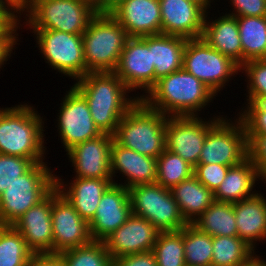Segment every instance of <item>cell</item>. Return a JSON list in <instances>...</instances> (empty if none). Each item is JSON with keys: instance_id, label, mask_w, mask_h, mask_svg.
<instances>
[{"instance_id": "cell-1", "label": "cell", "mask_w": 266, "mask_h": 266, "mask_svg": "<svg viewBox=\"0 0 266 266\" xmlns=\"http://www.w3.org/2000/svg\"><path fill=\"white\" fill-rule=\"evenodd\" d=\"M73 84L102 133L113 135L123 116L139 101V94L129 96L131 91L114 72H88Z\"/></svg>"}, {"instance_id": "cell-2", "label": "cell", "mask_w": 266, "mask_h": 266, "mask_svg": "<svg viewBox=\"0 0 266 266\" xmlns=\"http://www.w3.org/2000/svg\"><path fill=\"white\" fill-rule=\"evenodd\" d=\"M215 97L208 86L182 68L160 78L139 100L166 116H199Z\"/></svg>"}, {"instance_id": "cell-3", "label": "cell", "mask_w": 266, "mask_h": 266, "mask_svg": "<svg viewBox=\"0 0 266 266\" xmlns=\"http://www.w3.org/2000/svg\"><path fill=\"white\" fill-rule=\"evenodd\" d=\"M43 119L27 103L0 108V154L27 158L34 164L44 162L47 143Z\"/></svg>"}, {"instance_id": "cell-4", "label": "cell", "mask_w": 266, "mask_h": 266, "mask_svg": "<svg viewBox=\"0 0 266 266\" xmlns=\"http://www.w3.org/2000/svg\"><path fill=\"white\" fill-rule=\"evenodd\" d=\"M18 12L20 21L27 13L23 24L29 29L83 34L99 10L87 0H19Z\"/></svg>"}, {"instance_id": "cell-5", "label": "cell", "mask_w": 266, "mask_h": 266, "mask_svg": "<svg viewBox=\"0 0 266 266\" xmlns=\"http://www.w3.org/2000/svg\"><path fill=\"white\" fill-rule=\"evenodd\" d=\"M167 117L139 100L120 120L114 141L139 154L158 158L166 149Z\"/></svg>"}, {"instance_id": "cell-6", "label": "cell", "mask_w": 266, "mask_h": 266, "mask_svg": "<svg viewBox=\"0 0 266 266\" xmlns=\"http://www.w3.org/2000/svg\"><path fill=\"white\" fill-rule=\"evenodd\" d=\"M82 38L87 74L113 72L130 37L109 12H98Z\"/></svg>"}, {"instance_id": "cell-7", "label": "cell", "mask_w": 266, "mask_h": 266, "mask_svg": "<svg viewBox=\"0 0 266 266\" xmlns=\"http://www.w3.org/2000/svg\"><path fill=\"white\" fill-rule=\"evenodd\" d=\"M46 163H35L0 195V225H12L56 187V175Z\"/></svg>"}, {"instance_id": "cell-8", "label": "cell", "mask_w": 266, "mask_h": 266, "mask_svg": "<svg viewBox=\"0 0 266 266\" xmlns=\"http://www.w3.org/2000/svg\"><path fill=\"white\" fill-rule=\"evenodd\" d=\"M128 190L132 214L145 218L160 232L179 231L188 224L170 189L153 183Z\"/></svg>"}, {"instance_id": "cell-9", "label": "cell", "mask_w": 266, "mask_h": 266, "mask_svg": "<svg viewBox=\"0 0 266 266\" xmlns=\"http://www.w3.org/2000/svg\"><path fill=\"white\" fill-rule=\"evenodd\" d=\"M183 68L195 76L215 95L241 72V67L229 57L212 48L203 38L187 39L183 53Z\"/></svg>"}, {"instance_id": "cell-10", "label": "cell", "mask_w": 266, "mask_h": 266, "mask_svg": "<svg viewBox=\"0 0 266 266\" xmlns=\"http://www.w3.org/2000/svg\"><path fill=\"white\" fill-rule=\"evenodd\" d=\"M39 52L52 69L75 81L86 75L82 34L32 29ZM44 55V56H43Z\"/></svg>"}, {"instance_id": "cell-11", "label": "cell", "mask_w": 266, "mask_h": 266, "mask_svg": "<svg viewBox=\"0 0 266 266\" xmlns=\"http://www.w3.org/2000/svg\"><path fill=\"white\" fill-rule=\"evenodd\" d=\"M236 118L232 121L221 115L208 129L198 164H221L232 167L247 158L245 127L239 117Z\"/></svg>"}, {"instance_id": "cell-12", "label": "cell", "mask_w": 266, "mask_h": 266, "mask_svg": "<svg viewBox=\"0 0 266 266\" xmlns=\"http://www.w3.org/2000/svg\"><path fill=\"white\" fill-rule=\"evenodd\" d=\"M58 110L57 130L65 151L103 134L92 119L87 101L71 86Z\"/></svg>"}, {"instance_id": "cell-13", "label": "cell", "mask_w": 266, "mask_h": 266, "mask_svg": "<svg viewBox=\"0 0 266 266\" xmlns=\"http://www.w3.org/2000/svg\"><path fill=\"white\" fill-rule=\"evenodd\" d=\"M221 117L208 121L199 116H168L166 121V149L179 155L195 167L204 146L208 129Z\"/></svg>"}, {"instance_id": "cell-14", "label": "cell", "mask_w": 266, "mask_h": 266, "mask_svg": "<svg viewBox=\"0 0 266 266\" xmlns=\"http://www.w3.org/2000/svg\"><path fill=\"white\" fill-rule=\"evenodd\" d=\"M53 254L86 245L92 241L89 223L55 187L52 190Z\"/></svg>"}, {"instance_id": "cell-15", "label": "cell", "mask_w": 266, "mask_h": 266, "mask_svg": "<svg viewBox=\"0 0 266 266\" xmlns=\"http://www.w3.org/2000/svg\"><path fill=\"white\" fill-rule=\"evenodd\" d=\"M113 72L130 91L141 89L147 95L155 86V67L148 48V36L127 40Z\"/></svg>"}, {"instance_id": "cell-16", "label": "cell", "mask_w": 266, "mask_h": 266, "mask_svg": "<svg viewBox=\"0 0 266 266\" xmlns=\"http://www.w3.org/2000/svg\"><path fill=\"white\" fill-rule=\"evenodd\" d=\"M113 135L103 133L97 138L79 143L67 151L68 160L77 178L113 179L110 169Z\"/></svg>"}, {"instance_id": "cell-17", "label": "cell", "mask_w": 266, "mask_h": 266, "mask_svg": "<svg viewBox=\"0 0 266 266\" xmlns=\"http://www.w3.org/2000/svg\"><path fill=\"white\" fill-rule=\"evenodd\" d=\"M132 215L129 190L112 184L102 195L95 216L89 222L92 240L104 241Z\"/></svg>"}, {"instance_id": "cell-18", "label": "cell", "mask_w": 266, "mask_h": 266, "mask_svg": "<svg viewBox=\"0 0 266 266\" xmlns=\"http://www.w3.org/2000/svg\"><path fill=\"white\" fill-rule=\"evenodd\" d=\"M159 232L148 220L132 214L103 242L110 257L116 259L152 251Z\"/></svg>"}, {"instance_id": "cell-19", "label": "cell", "mask_w": 266, "mask_h": 266, "mask_svg": "<svg viewBox=\"0 0 266 266\" xmlns=\"http://www.w3.org/2000/svg\"><path fill=\"white\" fill-rule=\"evenodd\" d=\"M51 211L52 191L12 224L34 254H53Z\"/></svg>"}, {"instance_id": "cell-20", "label": "cell", "mask_w": 266, "mask_h": 266, "mask_svg": "<svg viewBox=\"0 0 266 266\" xmlns=\"http://www.w3.org/2000/svg\"><path fill=\"white\" fill-rule=\"evenodd\" d=\"M161 34L202 38L206 11L189 0H159Z\"/></svg>"}, {"instance_id": "cell-21", "label": "cell", "mask_w": 266, "mask_h": 266, "mask_svg": "<svg viewBox=\"0 0 266 266\" xmlns=\"http://www.w3.org/2000/svg\"><path fill=\"white\" fill-rule=\"evenodd\" d=\"M109 13L129 37L161 34L159 0H122Z\"/></svg>"}, {"instance_id": "cell-22", "label": "cell", "mask_w": 266, "mask_h": 266, "mask_svg": "<svg viewBox=\"0 0 266 266\" xmlns=\"http://www.w3.org/2000/svg\"><path fill=\"white\" fill-rule=\"evenodd\" d=\"M110 169L114 178L119 172L122 178L126 176L124 183L115 182L114 184L122 185L127 189L139 184H153L157 177V158L139 154L113 141Z\"/></svg>"}, {"instance_id": "cell-23", "label": "cell", "mask_w": 266, "mask_h": 266, "mask_svg": "<svg viewBox=\"0 0 266 266\" xmlns=\"http://www.w3.org/2000/svg\"><path fill=\"white\" fill-rule=\"evenodd\" d=\"M72 179L68 184L63 182L60 176H56V188L68 199L78 214L89 223L95 216L102 195L113 184V179L77 177Z\"/></svg>"}, {"instance_id": "cell-24", "label": "cell", "mask_w": 266, "mask_h": 266, "mask_svg": "<svg viewBox=\"0 0 266 266\" xmlns=\"http://www.w3.org/2000/svg\"><path fill=\"white\" fill-rule=\"evenodd\" d=\"M238 237L256 250V243L266 240V197H253L233 203Z\"/></svg>"}, {"instance_id": "cell-25", "label": "cell", "mask_w": 266, "mask_h": 266, "mask_svg": "<svg viewBox=\"0 0 266 266\" xmlns=\"http://www.w3.org/2000/svg\"><path fill=\"white\" fill-rule=\"evenodd\" d=\"M208 18V19H207ZM206 13L202 38L215 50L242 66V46L237 18L227 12L217 19L209 20Z\"/></svg>"}, {"instance_id": "cell-26", "label": "cell", "mask_w": 266, "mask_h": 266, "mask_svg": "<svg viewBox=\"0 0 266 266\" xmlns=\"http://www.w3.org/2000/svg\"><path fill=\"white\" fill-rule=\"evenodd\" d=\"M259 174L255 165L246 158L240 164L228 169L227 175L214 192L215 201L236 203L253 197L256 193V181Z\"/></svg>"}, {"instance_id": "cell-27", "label": "cell", "mask_w": 266, "mask_h": 266, "mask_svg": "<svg viewBox=\"0 0 266 266\" xmlns=\"http://www.w3.org/2000/svg\"><path fill=\"white\" fill-rule=\"evenodd\" d=\"M187 39L174 35H149L148 48L151 50L155 67V84L169 74L183 68V53Z\"/></svg>"}, {"instance_id": "cell-28", "label": "cell", "mask_w": 266, "mask_h": 266, "mask_svg": "<svg viewBox=\"0 0 266 266\" xmlns=\"http://www.w3.org/2000/svg\"><path fill=\"white\" fill-rule=\"evenodd\" d=\"M170 190L188 224H192L215 201L214 192L194 175Z\"/></svg>"}, {"instance_id": "cell-29", "label": "cell", "mask_w": 266, "mask_h": 266, "mask_svg": "<svg viewBox=\"0 0 266 266\" xmlns=\"http://www.w3.org/2000/svg\"><path fill=\"white\" fill-rule=\"evenodd\" d=\"M242 46V65L266 59V16L236 17Z\"/></svg>"}, {"instance_id": "cell-30", "label": "cell", "mask_w": 266, "mask_h": 266, "mask_svg": "<svg viewBox=\"0 0 266 266\" xmlns=\"http://www.w3.org/2000/svg\"><path fill=\"white\" fill-rule=\"evenodd\" d=\"M192 224L211 237L238 236L232 203L214 201Z\"/></svg>"}, {"instance_id": "cell-31", "label": "cell", "mask_w": 266, "mask_h": 266, "mask_svg": "<svg viewBox=\"0 0 266 266\" xmlns=\"http://www.w3.org/2000/svg\"><path fill=\"white\" fill-rule=\"evenodd\" d=\"M212 244V266H243L257 255L238 236H213Z\"/></svg>"}, {"instance_id": "cell-32", "label": "cell", "mask_w": 266, "mask_h": 266, "mask_svg": "<svg viewBox=\"0 0 266 266\" xmlns=\"http://www.w3.org/2000/svg\"><path fill=\"white\" fill-rule=\"evenodd\" d=\"M34 253L12 225H0V266H28Z\"/></svg>"}, {"instance_id": "cell-33", "label": "cell", "mask_w": 266, "mask_h": 266, "mask_svg": "<svg viewBox=\"0 0 266 266\" xmlns=\"http://www.w3.org/2000/svg\"><path fill=\"white\" fill-rule=\"evenodd\" d=\"M186 266H212V237L193 224L183 227Z\"/></svg>"}, {"instance_id": "cell-34", "label": "cell", "mask_w": 266, "mask_h": 266, "mask_svg": "<svg viewBox=\"0 0 266 266\" xmlns=\"http://www.w3.org/2000/svg\"><path fill=\"white\" fill-rule=\"evenodd\" d=\"M194 175V167L179 155L165 149L157 158V177L155 183L171 189Z\"/></svg>"}, {"instance_id": "cell-35", "label": "cell", "mask_w": 266, "mask_h": 266, "mask_svg": "<svg viewBox=\"0 0 266 266\" xmlns=\"http://www.w3.org/2000/svg\"><path fill=\"white\" fill-rule=\"evenodd\" d=\"M152 252L157 266H186L183 228L179 231L159 232Z\"/></svg>"}, {"instance_id": "cell-36", "label": "cell", "mask_w": 266, "mask_h": 266, "mask_svg": "<svg viewBox=\"0 0 266 266\" xmlns=\"http://www.w3.org/2000/svg\"><path fill=\"white\" fill-rule=\"evenodd\" d=\"M66 266H112L105 243L92 240L90 243L65 250L59 254Z\"/></svg>"}, {"instance_id": "cell-37", "label": "cell", "mask_w": 266, "mask_h": 266, "mask_svg": "<svg viewBox=\"0 0 266 266\" xmlns=\"http://www.w3.org/2000/svg\"><path fill=\"white\" fill-rule=\"evenodd\" d=\"M247 81V102L266 101V59L251 60L241 66Z\"/></svg>"}, {"instance_id": "cell-38", "label": "cell", "mask_w": 266, "mask_h": 266, "mask_svg": "<svg viewBox=\"0 0 266 266\" xmlns=\"http://www.w3.org/2000/svg\"><path fill=\"white\" fill-rule=\"evenodd\" d=\"M33 165L30 159L0 154V195Z\"/></svg>"}, {"instance_id": "cell-39", "label": "cell", "mask_w": 266, "mask_h": 266, "mask_svg": "<svg viewBox=\"0 0 266 266\" xmlns=\"http://www.w3.org/2000/svg\"><path fill=\"white\" fill-rule=\"evenodd\" d=\"M245 105L246 108H242L237 116L243 122L246 134H266V101L247 102Z\"/></svg>"}, {"instance_id": "cell-40", "label": "cell", "mask_w": 266, "mask_h": 266, "mask_svg": "<svg viewBox=\"0 0 266 266\" xmlns=\"http://www.w3.org/2000/svg\"><path fill=\"white\" fill-rule=\"evenodd\" d=\"M247 135V158L257 168L259 178L266 183V134Z\"/></svg>"}, {"instance_id": "cell-41", "label": "cell", "mask_w": 266, "mask_h": 266, "mask_svg": "<svg viewBox=\"0 0 266 266\" xmlns=\"http://www.w3.org/2000/svg\"><path fill=\"white\" fill-rule=\"evenodd\" d=\"M230 166L221 164H197L194 176L209 190L215 192L227 175Z\"/></svg>"}, {"instance_id": "cell-42", "label": "cell", "mask_w": 266, "mask_h": 266, "mask_svg": "<svg viewBox=\"0 0 266 266\" xmlns=\"http://www.w3.org/2000/svg\"><path fill=\"white\" fill-rule=\"evenodd\" d=\"M233 7L229 15L235 17L266 16V0H230Z\"/></svg>"}, {"instance_id": "cell-43", "label": "cell", "mask_w": 266, "mask_h": 266, "mask_svg": "<svg viewBox=\"0 0 266 266\" xmlns=\"http://www.w3.org/2000/svg\"><path fill=\"white\" fill-rule=\"evenodd\" d=\"M18 9H0V37H18L21 27Z\"/></svg>"}, {"instance_id": "cell-44", "label": "cell", "mask_w": 266, "mask_h": 266, "mask_svg": "<svg viewBox=\"0 0 266 266\" xmlns=\"http://www.w3.org/2000/svg\"><path fill=\"white\" fill-rule=\"evenodd\" d=\"M112 266H157V262L153 252L150 251L112 259Z\"/></svg>"}, {"instance_id": "cell-45", "label": "cell", "mask_w": 266, "mask_h": 266, "mask_svg": "<svg viewBox=\"0 0 266 266\" xmlns=\"http://www.w3.org/2000/svg\"><path fill=\"white\" fill-rule=\"evenodd\" d=\"M28 266H66L59 254H34Z\"/></svg>"}, {"instance_id": "cell-46", "label": "cell", "mask_w": 266, "mask_h": 266, "mask_svg": "<svg viewBox=\"0 0 266 266\" xmlns=\"http://www.w3.org/2000/svg\"><path fill=\"white\" fill-rule=\"evenodd\" d=\"M18 37H0V68L2 69L4 64L11 57L12 50L16 49L15 45L19 42Z\"/></svg>"}, {"instance_id": "cell-47", "label": "cell", "mask_w": 266, "mask_h": 266, "mask_svg": "<svg viewBox=\"0 0 266 266\" xmlns=\"http://www.w3.org/2000/svg\"><path fill=\"white\" fill-rule=\"evenodd\" d=\"M120 1L122 0H101V12H109Z\"/></svg>"}, {"instance_id": "cell-48", "label": "cell", "mask_w": 266, "mask_h": 266, "mask_svg": "<svg viewBox=\"0 0 266 266\" xmlns=\"http://www.w3.org/2000/svg\"><path fill=\"white\" fill-rule=\"evenodd\" d=\"M19 0H0V9H18Z\"/></svg>"}, {"instance_id": "cell-49", "label": "cell", "mask_w": 266, "mask_h": 266, "mask_svg": "<svg viewBox=\"0 0 266 266\" xmlns=\"http://www.w3.org/2000/svg\"><path fill=\"white\" fill-rule=\"evenodd\" d=\"M243 266H266V261L259 255H256L249 263Z\"/></svg>"}, {"instance_id": "cell-50", "label": "cell", "mask_w": 266, "mask_h": 266, "mask_svg": "<svg viewBox=\"0 0 266 266\" xmlns=\"http://www.w3.org/2000/svg\"><path fill=\"white\" fill-rule=\"evenodd\" d=\"M189 1H192L196 4H198L200 7H202L206 12L210 13L209 12V8H211V3L214 1V0H189Z\"/></svg>"}, {"instance_id": "cell-51", "label": "cell", "mask_w": 266, "mask_h": 266, "mask_svg": "<svg viewBox=\"0 0 266 266\" xmlns=\"http://www.w3.org/2000/svg\"><path fill=\"white\" fill-rule=\"evenodd\" d=\"M89 2H92L95 6H97L99 12H101V0H87Z\"/></svg>"}]
</instances>
